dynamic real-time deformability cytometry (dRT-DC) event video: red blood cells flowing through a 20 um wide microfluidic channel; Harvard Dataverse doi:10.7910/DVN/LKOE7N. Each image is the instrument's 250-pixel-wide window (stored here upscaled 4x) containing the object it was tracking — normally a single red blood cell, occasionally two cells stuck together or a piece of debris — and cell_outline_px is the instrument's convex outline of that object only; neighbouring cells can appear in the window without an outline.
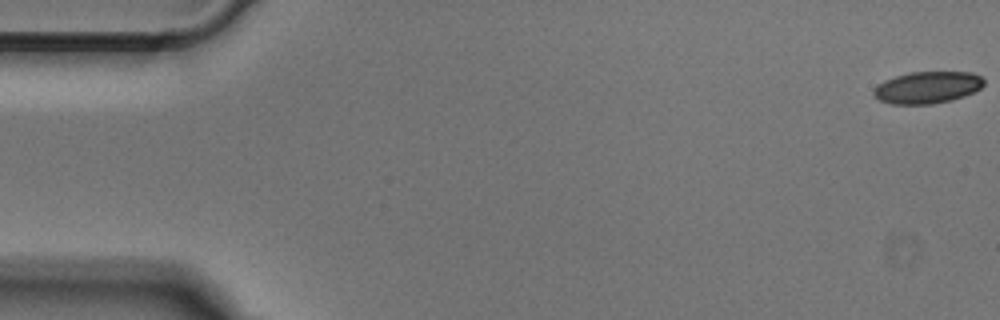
{"species": "Egyptian fruit bat (a non-hibernating species)", "species_latin": "Rousettus aegyptiacus", "temperature_condition": "cold", "stored_images_in_passage": 51, "camera_frame_rate_fps": 3000, "um_per_image_px": 0.085, "animal": {"sex": "male"}, "frame": {"image": 1, "passage_image": 1, "time_ms": 0.0, "image_size_px": [1000, 320], "cell_outline_px": [[984, 84], [980, 88], [964, 96], [952, 100], [932, 104], [892, 104], [880, 100], [872, 92], [884, 80], [908, 72], [972, 72], [980, 76], [984, 80]], "centroid_in_image_um": [78.85, 7.43], "position_along_channel_um": 6.2, "area_um2": 20.35}}
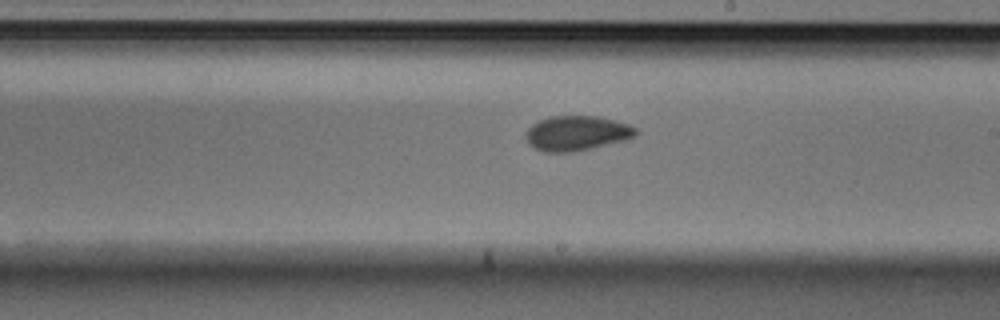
{"frame": {"image": 2, "passage_image": 29, "time_ms": 9.333, "image_size_px": [1000, 320], "cell_outline_px": [[636, 136], [624, 140], [592, 148], [572, 152], [544, 152], [532, 148], [528, 144], [524, 132], [532, 124], [540, 120], [552, 116], [596, 116], [628, 124], [636, 128]], "centroid_in_image_um": [48.97, 11.33], "position_along_channel_um": 240.0, "area_um2": 22.31}}
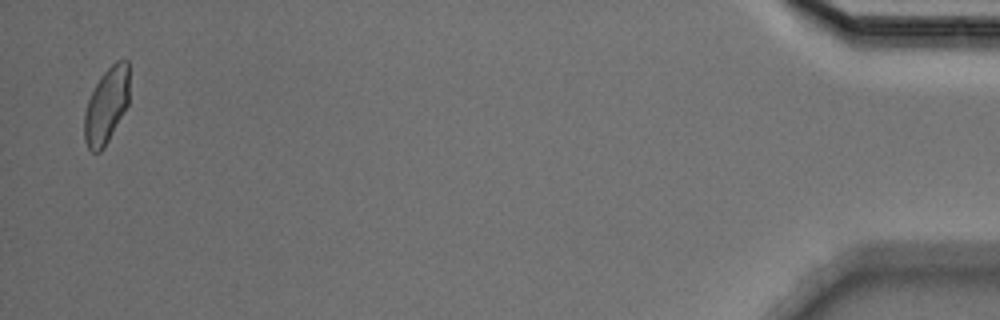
{"frame": {"image": 3, "passage_image": 50, "time_ms": 16.333, "image_size_px": [1000, 320], "cell_outline_px": [[128, 104], [104, 148], [100, 152], [92, 152], [88, 148], [84, 140], [84, 112], [88, 100], [100, 76], [116, 60], [128, 60]], "centroid_in_image_um": [9.03, 8.98], "position_along_channel_um": 426.2, "area_um2": 19.71}}